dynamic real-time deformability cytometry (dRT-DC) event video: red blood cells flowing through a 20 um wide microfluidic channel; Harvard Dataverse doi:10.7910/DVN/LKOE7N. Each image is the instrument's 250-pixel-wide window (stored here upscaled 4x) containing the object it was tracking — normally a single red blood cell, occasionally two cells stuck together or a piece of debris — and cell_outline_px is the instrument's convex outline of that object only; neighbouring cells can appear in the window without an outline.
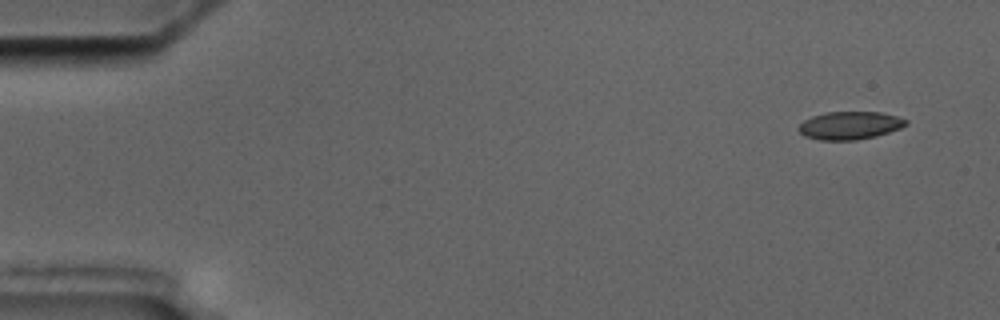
{"species": "common noctule bat (a hibernating species)", "species_latin": "Nyctalus noctula", "temperature_condition": "cold", "stored_images_in_passage": 13, "camera_frame_rate_fps": 3000, "um_per_image_px": 0.085, "animal": {"sex": "male", "body_mass_g": 17.5, "forearm_length_mm": 52.3}, "frame": {"image": 1, "passage_image": 1, "time_ms": 0.0, "image_size_px": [1000, 320], "cell_outline_px": [[908, 124], [900, 128], [876, 136], [856, 140], [820, 140], [804, 136], [796, 128], [804, 120], [812, 116], [824, 112], [880, 112], [896, 116], [908, 120]], "centroid_in_image_um": [72.21, 10.66], "position_along_channel_um": 12.8, "area_um2": 17.51}}
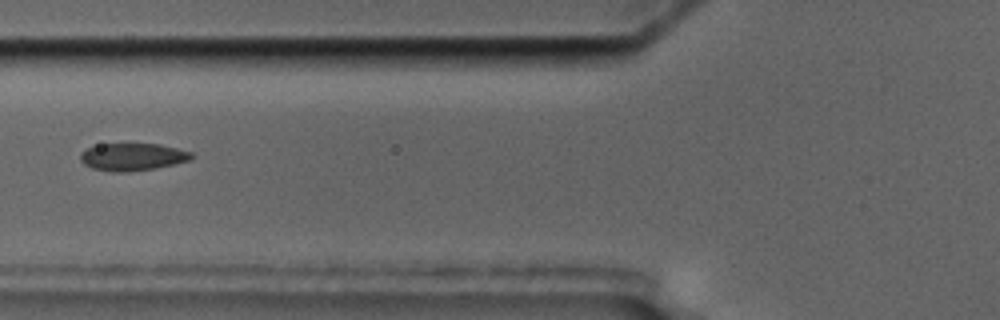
{"frame": {"image": 2, "passage_image": 6, "time_ms": 6.333, "image_size_px": [1000, 320], "cell_outline_px": [[196, 156], [192, 160], [156, 168], [120, 172], [112, 172], [92, 168], [84, 164], [80, 160], [80, 152], [88, 148], [100, 144], [160, 144], [192, 152]], "centroid_in_image_um": [11.29, 13.33], "position_along_channel_um": 114.5, "area_um2": 17.8}}
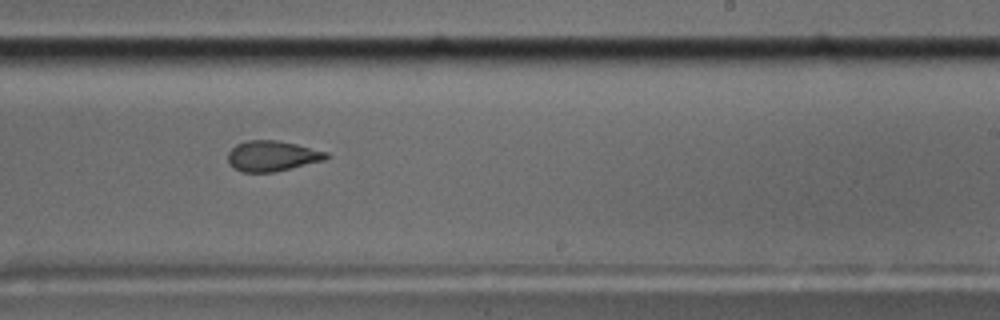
{"frame": {"image": 3, "passage_image": 10, "time_ms": 10.667, "image_size_px": [1000, 320], "cell_outline_px": [[332, 156], [324, 160], [272, 172], [240, 172], [232, 168], [228, 164], [228, 152], [236, 144], [244, 140], [276, 140], [296, 144], [328, 152]], "centroid_in_image_um": [23.1, 13.25], "position_along_channel_um": 265.9, "area_um2": 17.57}, "authors_computed_cell_mechanics": {"area_um2": 17.9758, "velocity_mm_per_s": 3.4982, "shape_relaxation_time_tau1_ms": 6.1764, "shape_relaxation_time_tau2_ms": 1.3936, "deformation_change_tau1": 0.157, "deformation_change_tau2": 0.0533}}